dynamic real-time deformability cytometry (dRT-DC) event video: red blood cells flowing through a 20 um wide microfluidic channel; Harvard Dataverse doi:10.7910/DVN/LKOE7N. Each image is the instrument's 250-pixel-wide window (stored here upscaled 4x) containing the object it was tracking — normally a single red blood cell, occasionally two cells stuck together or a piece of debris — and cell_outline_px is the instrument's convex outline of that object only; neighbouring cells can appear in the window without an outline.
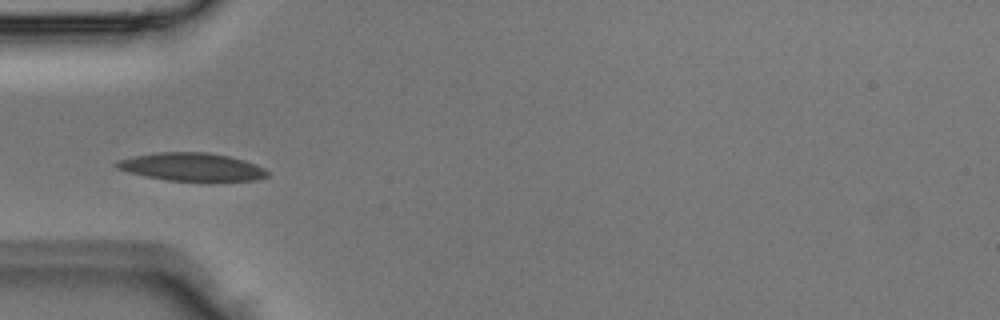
{"species": "Egyptian fruit bat (a non-hibernating species)", "species_latin": "Rousettus aegyptiacus", "temperature_condition": "room temperature", "stored_images_in_passage": 3, "camera_frame_rate_fps": 3000, "um_per_image_px": 0.085, "animal": {"sex": "male"}, "frame": {"image": 1, "passage_image": 3, "time_ms": 0.667, "image_size_px": [1000, 320], "cell_outline_px": [[268, 176], [256, 180], [208, 184], [164, 180], [144, 176], [128, 172], [116, 168], [112, 164], [116, 160], [156, 152], [204, 152], [228, 156], [244, 160], [264, 168], [268, 172]], "centroid_in_image_um": [16.31, 14.24], "position_along_channel_um": 68.7, "area_um2": 25.72}}